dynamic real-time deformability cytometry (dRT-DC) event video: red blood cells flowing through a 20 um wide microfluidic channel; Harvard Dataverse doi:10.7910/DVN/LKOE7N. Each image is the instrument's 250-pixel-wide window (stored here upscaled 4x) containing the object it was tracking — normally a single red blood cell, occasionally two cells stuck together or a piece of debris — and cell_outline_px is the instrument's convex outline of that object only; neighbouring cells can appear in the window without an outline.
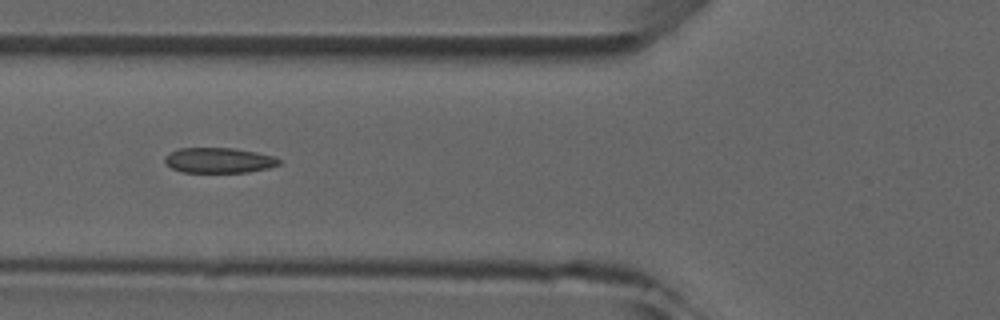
{"species": "common noctule bat (a hibernating species)", "species_latin": "Nyctalus noctula", "temperature_condition": "room temperature", "stored_images_in_passage": 6, "camera_frame_rate_fps": 3000, "um_per_image_px": 0.085, "animal": {"sex": "male", "forearm_length_mm": 52.5}, "frame": {"image": 1, "passage_image": 6, "time_ms": 5.667, "image_size_px": [1000, 320], "cell_outline_px": [[280, 164], [268, 168], [248, 172], [180, 172], [164, 164], [164, 156], [180, 148], [232, 148], [256, 152], [276, 156], [280, 160]], "centroid_in_image_um": [18.6, 13.63], "position_along_channel_um": 107.2, "area_um2": 16.88}}